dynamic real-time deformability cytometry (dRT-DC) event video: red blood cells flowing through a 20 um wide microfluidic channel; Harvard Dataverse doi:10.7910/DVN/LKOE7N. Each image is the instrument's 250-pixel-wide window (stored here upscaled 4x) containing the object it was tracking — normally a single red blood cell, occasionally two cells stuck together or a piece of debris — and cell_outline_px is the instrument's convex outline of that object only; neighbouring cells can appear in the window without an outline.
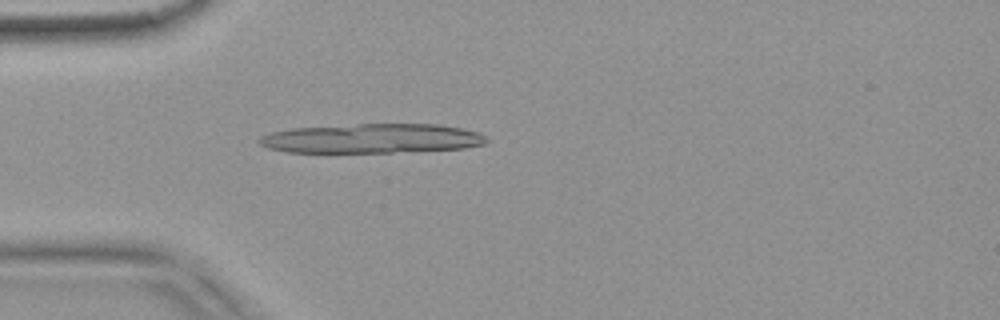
{"species": "common noctule bat (a hibernating species)", "species_latin": "Nyctalus noctula", "temperature_condition": "warm", "stored_images_in_passage": 20, "camera_frame_rate_fps": 3000, "um_per_image_px": 0.085, "animal": {"sex": "female", "body_mass_g": 18.4}, "frame": {"image": 1, "passage_image": 15, "time_ms": 4.667, "image_size_px": [1000, 320], "cell_outline_px": [[488, 140], [484, 144], [464, 148], [392, 152], [284, 152], [268, 148], [260, 144], [256, 140], [260, 136], [272, 132], [292, 128], [356, 124], [440, 124], [480, 132], [488, 136]], "centroid_in_image_um": [31.61, 11.76], "position_along_channel_um": 53.4, "area_um2": 39.07}}